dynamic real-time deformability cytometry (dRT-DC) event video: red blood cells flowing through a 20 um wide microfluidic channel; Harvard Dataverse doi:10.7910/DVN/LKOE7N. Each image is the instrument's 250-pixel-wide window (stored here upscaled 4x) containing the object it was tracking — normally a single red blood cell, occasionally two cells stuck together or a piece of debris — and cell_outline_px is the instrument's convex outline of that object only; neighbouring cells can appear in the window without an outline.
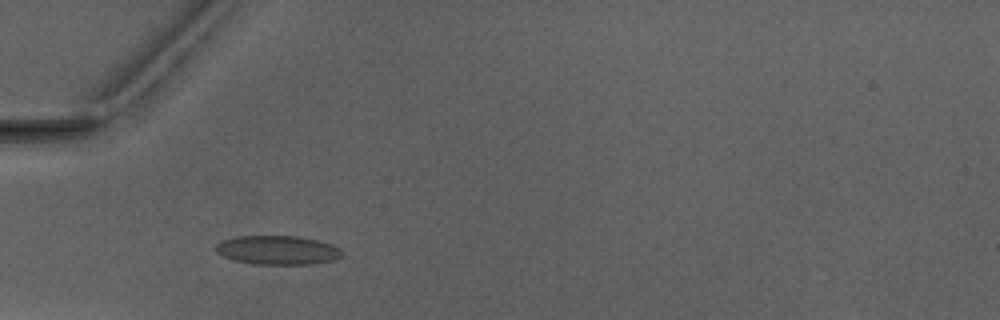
{"species": "Egyptian fruit bat (a non-hibernating species)", "species_latin": "Rousettus aegyptiacus", "temperature_condition": "warm", "stored_images_in_passage": 4, "camera_frame_rate_fps": 3000, "um_per_image_px": 0.085, "animal": {"sex": "male"}, "frame": {"image": 1, "passage_image": 3, "time_ms": 2.333, "image_size_px": [1000, 320], "cell_outline_px": [[344, 256], [332, 260], [312, 264], [256, 264], [232, 260], [216, 252], [216, 244], [220, 240], [236, 236], [296, 236], [316, 240], [332, 244], [340, 248], [344, 252]], "centroid_in_image_um": [23.6, 21.26], "position_along_channel_um": 61.4, "area_um2": 21.44}}
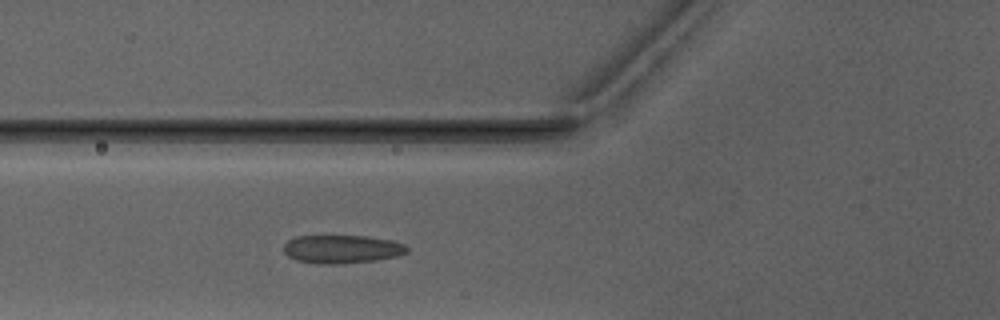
{"frame": {"image": 2, "passage_image": 4, "time_ms": 3.333, "image_size_px": [1000, 320], "cell_outline_px": [[408, 252], [396, 256], [376, 260], [336, 264], [316, 264], [296, 260], [288, 256], [284, 252], [284, 244], [288, 240], [296, 236], [364, 236], [392, 240], [404, 244], [408, 248]], "centroid_in_image_um": [29.04, 21.18], "position_along_channel_um": 96.8, "area_um2": 20.35}}